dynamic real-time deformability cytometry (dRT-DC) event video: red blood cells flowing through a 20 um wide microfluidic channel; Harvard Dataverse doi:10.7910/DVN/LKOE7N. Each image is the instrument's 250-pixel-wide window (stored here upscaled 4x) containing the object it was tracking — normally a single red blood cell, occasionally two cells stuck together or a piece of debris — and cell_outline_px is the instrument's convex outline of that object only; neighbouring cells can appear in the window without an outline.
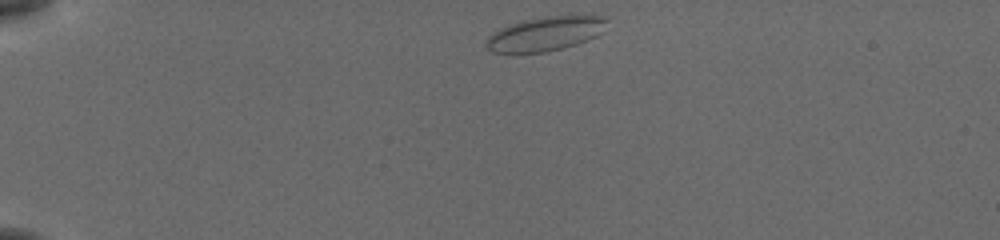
{"species": "common noctule bat (a hibernating species)", "species_latin": "Nyctalus noctula", "temperature_condition": "cold", "stored_images_in_passage": 43, "camera_frame_rate_fps": 3000, "um_per_image_px": 0.085, "animal": {"sex": "female", "body_mass_g": 19.5, "forearm_length_mm": 54.1}, "frame": {"image": 1, "passage_image": 1, "time_ms": 0.0, "image_size_px": [1000, 240], "cell_outline_px": [[608, 20], [604, 32], [588, 40], [576, 44], [544, 52], [512, 56], [492, 52], [484, 44], [488, 36], [492, 32], [500, 28], [524, 20], [544, 16], [608, 16]], "centroid_in_image_um": [46.3, 2.91], "position_along_channel_um": 38.7, "area_um2": 24.68}}
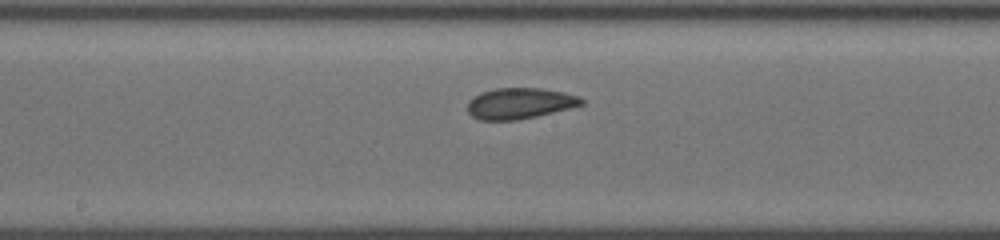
{"frame": {"image": 2, "passage_image": 19, "time_ms": 6.0, "image_size_px": [1000, 240], "cell_outline_px": [[584, 104], [536, 116], [516, 120], [480, 120], [472, 116], [468, 112], [468, 100], [480, 92], [496, 88], [544, 88], [564, 92], [580, 96], [584, 100]], "centroid_in_image_um": [44.17, 8.77], "position_along_channel_um": 204.0, "area_um2": 20.58}}
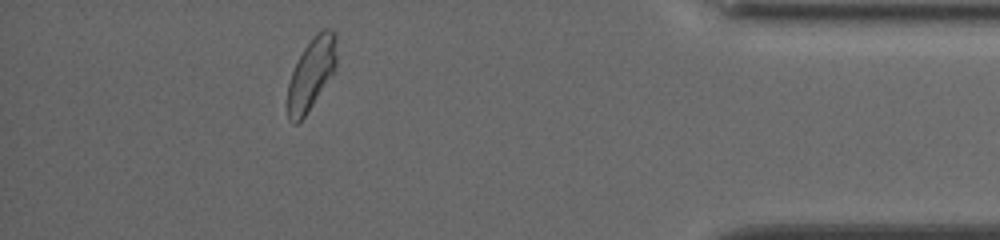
{"frame": {"image": 3, "passage_image": 38, "time_ms": 12.333, "image_size_px": [1000, 240], "cell_outline_px": [[336, 68], [304, 116], [296, 124], [292, 124], [288, 120], [288, 84], [292, 72], [304, 48], [312, 36], [320, 28], [328, 28], [336, 32]], "centroid_in_image_um": [26.47, 6.21], "position_along_channel_um": 408.7, "area_um2": 20.23}, "authors_computed_cell_mechanics": {"area_um2": 20.7502, "velocity_mm_per_s": 3.8009, "shape_relaxation_time_tau1_ms": 5.2486, "shape_relaxation_time_tau2_ms": 1.1588, "deformation_change_tau1": 0.1006, "deformation_change_tau2": 0.0498}}